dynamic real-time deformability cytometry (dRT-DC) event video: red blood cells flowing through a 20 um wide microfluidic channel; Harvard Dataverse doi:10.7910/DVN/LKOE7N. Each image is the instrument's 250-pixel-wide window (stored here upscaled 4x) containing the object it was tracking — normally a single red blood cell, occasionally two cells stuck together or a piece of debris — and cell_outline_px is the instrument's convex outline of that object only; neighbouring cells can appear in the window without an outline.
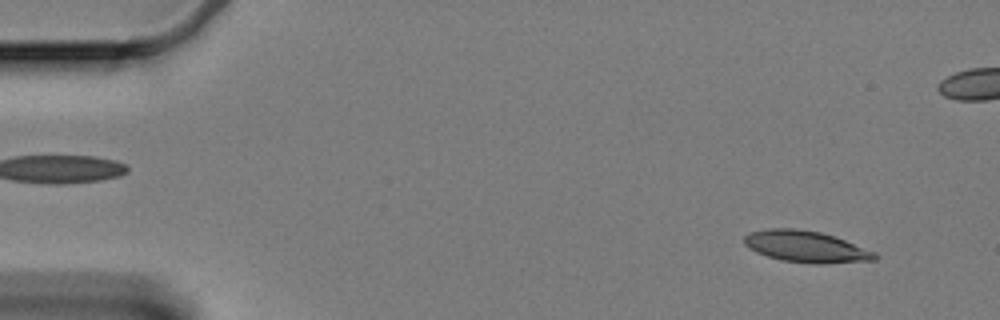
{"species": "Egyptian fruit bat (a non-hibernating species)", "species_latin": "Rousettus aegyptiacus", "temperature_condition": "cold", "stored_images_in_passage": 60, "camera_frame_rate_fps": 3000, "um_per_image_px": 0.085, "animal": {"sex": "female"}, "frame": {"image": 1, "passage_image": 4, "time_ms": 1.0, "image_size_px": [1000, 320], "cell_outline_px": [[880, 256], [876, 260], [820, 264], [816, 264], [780, 260], [756, 252], [748, 248], [744, 244], [744, 236], [752, 232], [768, 228], [796, 228], [820, 232], [844, 240], [876, 252]], "centroid_in_image_um": [68.51, 20.97], "position_along_channel_um": 16.5, "area_um2": 23.93}}
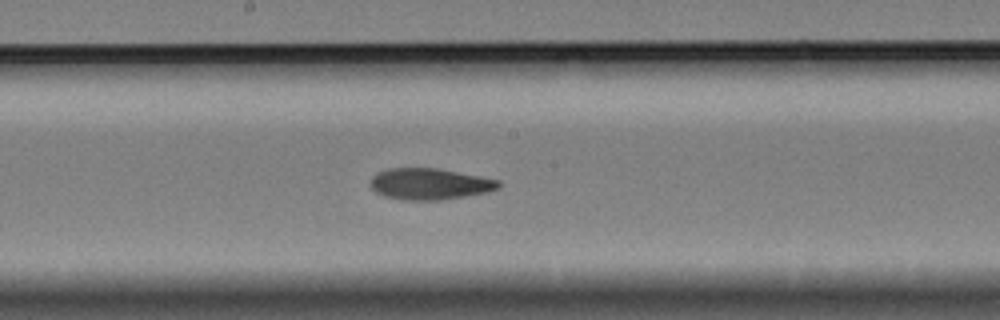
{"frame": {"image": 2, "passage_image": 31, "time_ms": 10.0, "image_size_px": [1000, 320], "cell_outline_px": [[500, 188], [488, 192], [440, 200], [404, 200], [384, 196], [376, 192], [372, 188], [372, 176], [376, 172], [388, 168], [436, 168], [480, 176], [500, 180]], "centroid_in_image_um": [36.53, 15.63], "position_along_channel_um": 211.7, "area_um2": 23.35}}
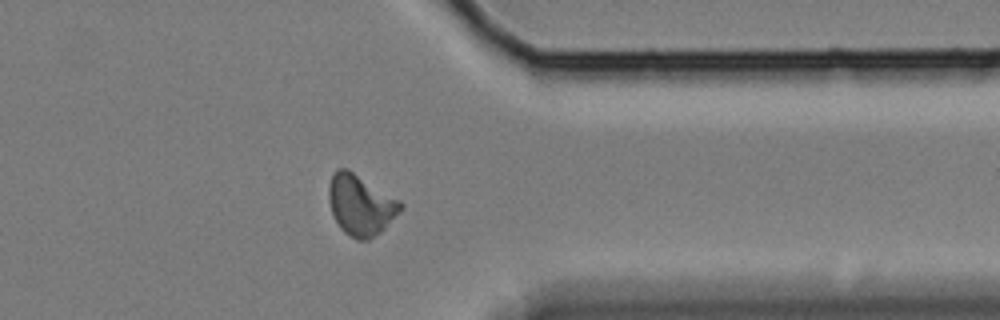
{"frame": {"image": 3, "passage_image": 47, "time_ms": 15.333, "image_size_px": [1000, 320], "cell_outline_px": [[404, 208], [380, 232], [368, 240], [356, 240], [344, 232], [340, 228], [332, 212], [328, 200], [328, 188], [332, 172], [336, 168], [348, 168], [400, 200], [404, 204]], "centroid_in_image_um": [30.65, 17.4], "position_along_channel_um": 380.8, "area_um2": 25.55}, "authors_computed_cell_mechanics": {"area_um2": 23.4957, "velocity_mm_per_s": 3.2965, "shape_relaxation_time_tau1_ms": 8.6608, "shape_relaxation_time_tau2_ms": 3.2035, "deformation_change_tau1": 0.1932, "deformation_change_tau2": 0.0883}}